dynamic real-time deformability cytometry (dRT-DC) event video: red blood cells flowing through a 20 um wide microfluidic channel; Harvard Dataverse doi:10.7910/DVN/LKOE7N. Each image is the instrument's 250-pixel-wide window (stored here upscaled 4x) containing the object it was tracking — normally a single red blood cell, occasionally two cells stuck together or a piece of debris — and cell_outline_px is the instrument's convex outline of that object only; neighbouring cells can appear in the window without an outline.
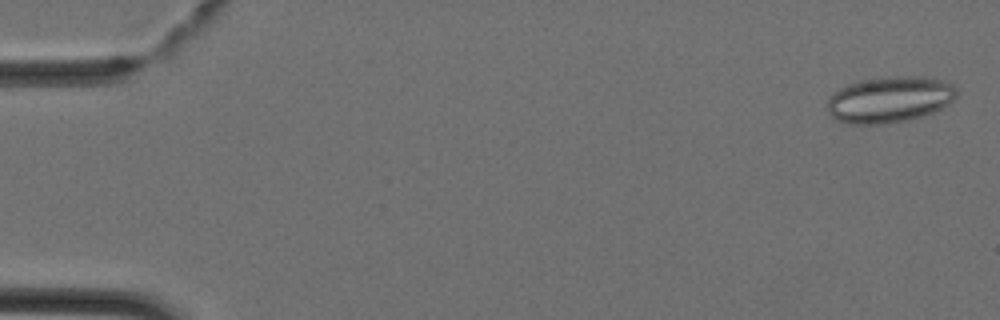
{"species": "Egyptian fruit bat (a non-hibernating species)", "species_latin": "Rousettus aegyptiacus", "temperature_condition": "cold", "stored_images_in_passage": 13, "camera_frame_rate_fps": 3000, "um_per_image_px": 0.085, "animal": {"sex": "female"}, "frame": {"image": 1, "passage_image": 1, "time_ms": 0.0, "image_size_px": [1000, 320], "cell_outline_px": [[956, 96], [948, 104], [932, 112], [920, 116], [904, 120], [880, 124], [848, 124], [836, 120], [828, 112], [828, 100], [840, 88], [848, 84], [860, 80], [896, 76], [928, 76], [944, 80], [952, 84], [956, 88]], "centroid_in_image_um": [75.62, 8.44], "position_along_channel_um": 9.4, "area_um2": 34.56}}